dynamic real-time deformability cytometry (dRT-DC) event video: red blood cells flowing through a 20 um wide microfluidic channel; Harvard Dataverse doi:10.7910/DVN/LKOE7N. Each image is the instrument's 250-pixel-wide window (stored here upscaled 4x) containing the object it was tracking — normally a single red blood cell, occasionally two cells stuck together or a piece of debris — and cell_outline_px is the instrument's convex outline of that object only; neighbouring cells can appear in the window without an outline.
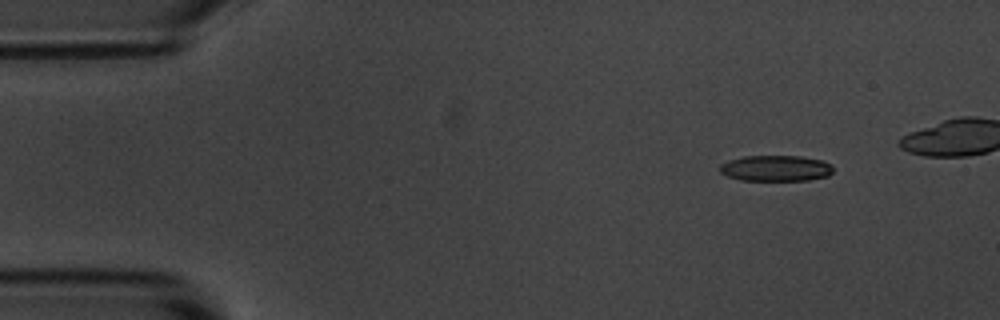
{"species": "common noctule bat (a hibernating species)", "species_latin": "Nyctalus noctula", "temperature_condition": "room temperature", "stored_images_in_passage": 4, "segment_of_instrument_passage": [2, 2], "camera_frame_rate_fps": 3000, "um_per_image_px": 0.085, "animal": {"sex": "male", "body_mass_g": 20.1, "forearm_length_mm": 53.5}, "frame": {"image": 1, "passage_image": 4, "time_ms": 3.667, "image_size_px": [1000, 320], "cell_outline_px": [[832, 172], [828, 176], [808, 180], [740, 180], [728, 176], [720, 172], [720, 164], [728, 160], [744, 156], [800, 156], [824, 160], [832, 164]], "centroid_in_image_um": [65.96, 14.29], "position_along_channel_um": 19.0, "area_um2": 17.17}}